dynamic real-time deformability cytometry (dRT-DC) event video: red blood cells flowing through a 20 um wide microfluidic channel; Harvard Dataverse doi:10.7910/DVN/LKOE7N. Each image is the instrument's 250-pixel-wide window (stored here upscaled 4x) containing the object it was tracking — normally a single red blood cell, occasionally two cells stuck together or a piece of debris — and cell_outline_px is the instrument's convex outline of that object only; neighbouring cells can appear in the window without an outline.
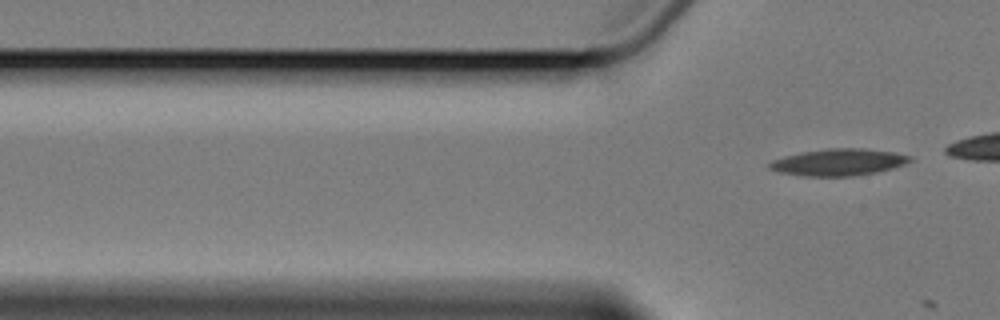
{"species": "Egyptian fruit bat (a non-hibernating species)", "species_latin": "Rousettus aegyptiacus", "temperature_condition": "cold", "stored_images_in_passage": 6, "segment_of_instrument_passage": [2, 2], "camera_frame_rate_fps": 3000, "um_per_image_px": 0.085, "animal": {"sex": "female"}, "frame": {"image": 1, "passage_image": 6, "time_ms": 8.0, "image_size_px": [1000, 320], "cell_outline_px": [[912, 160], [904, 164], [892, 168], [876, 172], [852, 176], [804, 176], [780, 172], [768, 168], [768, 164], [772, 160], [784, 156], [804, 152], [828, 148], [864, 148], [892, 152], [912, 156]], "centroid_in_image_um": [71.27, 13.78], "position_along_channel_um": 54.5, "area_um2": 21.79}}